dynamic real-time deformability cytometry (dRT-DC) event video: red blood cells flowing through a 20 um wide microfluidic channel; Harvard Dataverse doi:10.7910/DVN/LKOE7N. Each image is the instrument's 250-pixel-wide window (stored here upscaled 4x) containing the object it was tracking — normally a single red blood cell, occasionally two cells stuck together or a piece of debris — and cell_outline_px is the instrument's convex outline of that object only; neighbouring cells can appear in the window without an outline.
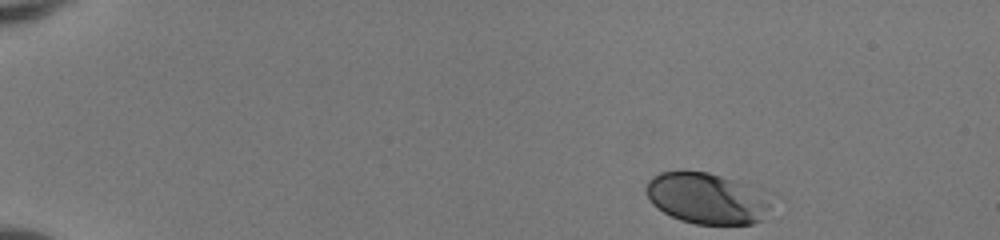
{"species": "human", "species_latin": "Homo sapiens", "temperature_condition": "room temperature", "stored_images_in_passage": 45, "camera_frame_rate_fps": 3000, "um_per_image_px": 0.085, "donor": {"sex": "female"}, "frame": {"image": 1, "passage_image": 1, "time_ms": 0.0, "image_size_px": [1000, 240], "cell_outline_px": [[772, 192], [768, 208], [764, 220], [752, 224], [696, 224], [680, 220], [656, 208], [648, 200], [644, 192], [644, 188], [648, 180], [652, 176], [660, 172], [708, 172], [764, 188]], "centroid_in_image_um": [60.13, 16.85], "position_along_channel_um": 24.9, "area_um2": 38.09}}
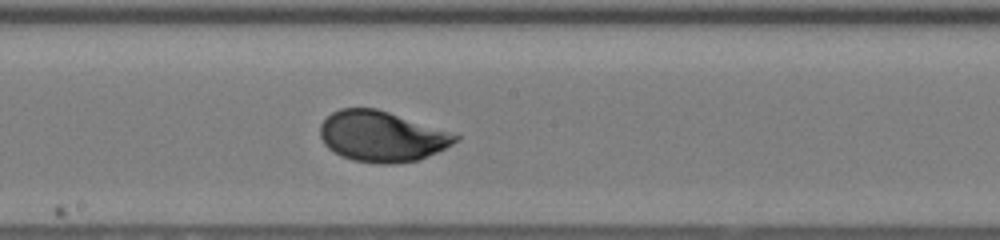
{"frame": {"image": 2, "passage_image": 24, "time_ms": 7.667, "image_size_px": [1000, 240], "cell_outline_px": [[460, 140], [420, 160], [392, 164], [380, 164], [352, 160], [340, 156], [328, 148], [324, 144], [320, 136], [320, 124], [332, 112], [340, 108], [376, 108], [460, 136]], "centroid_in_image_um": [32.4, 11.61], "position_along_channel_um": 215.8, "area_um2": 39.54}}
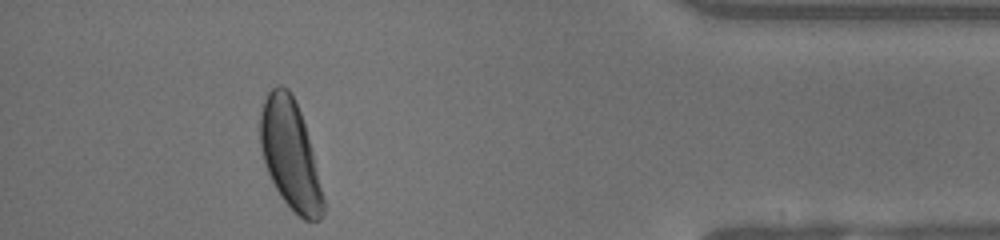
{"frame": {"image": 3, "passage_image": 41, "time_ms": 13.333, "image_size_px": [1000, 240], "cell_outline_px": [[324, 212], [320, 220], [304, 220], [280, 196], [268, 172], [260, 148], [260, 112], [264, 100], [268, 92], [272, 88], [280, 84], [288, 88], [300, 112], [304, 124], [312, 152], [324, 200]], "centroid_in_image_um": [24.64, 13.12], "position_along_channel_um": 410.6, "area_um2": 39.25}, "authors_computed_cell_mechanics": {"area_um2": 38.9572, "velocity_mm_per_s": 4.0777, "shape_relaxation_time_tau1_ms": 2.3544, "shape_relaxation_time_tau2_ms": null, "deformation_change_tau1": 0.1247, "deformation_change_tau2": null}}